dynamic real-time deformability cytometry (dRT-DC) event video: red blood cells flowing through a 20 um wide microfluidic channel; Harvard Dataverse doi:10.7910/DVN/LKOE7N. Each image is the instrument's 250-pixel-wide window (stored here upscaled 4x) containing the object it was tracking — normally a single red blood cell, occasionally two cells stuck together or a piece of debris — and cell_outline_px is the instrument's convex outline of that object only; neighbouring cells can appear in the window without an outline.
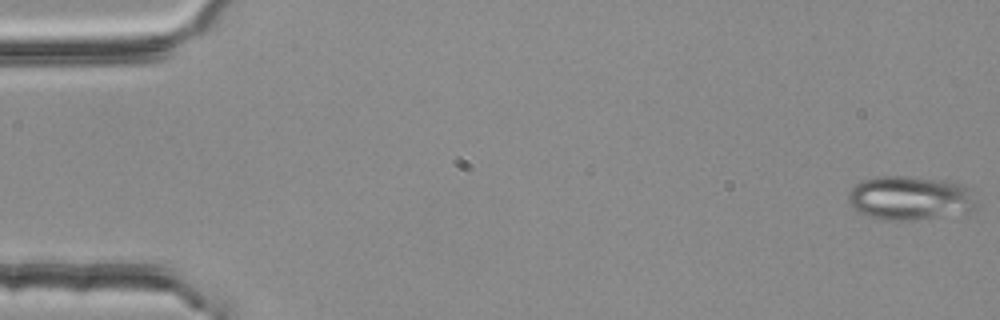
{"species": "common noctule bat (a hibernating species)", "species_latin": "Nyctalus noctula", "temperature_condition": "room temperature", "stored_images_in_passage": 10, "camera_frame_rate_fps": 3000, "um_per_image_px": 0.085, "animal": {"sex": "female", "body_mass_g": 25.1}, "frame": {"image": 1, "passage_image": 1, "time_ms": 0.0, "image_size_px": [1000, 320], "cell_outline_px": [[980, 208], [968, 212], [904, 220], [884, 220], [868, 216], [852, 208], [848, 200], [848, 192], [856, 184], [864, 180], [876, 176], [912, 176], [944, 180], [964, 184], [972, 188], [980, 204]], "centroid_in_image_um": [77.43, 16.81], "position_along_channel_um": 7.6, "area_um2": 33.35}}